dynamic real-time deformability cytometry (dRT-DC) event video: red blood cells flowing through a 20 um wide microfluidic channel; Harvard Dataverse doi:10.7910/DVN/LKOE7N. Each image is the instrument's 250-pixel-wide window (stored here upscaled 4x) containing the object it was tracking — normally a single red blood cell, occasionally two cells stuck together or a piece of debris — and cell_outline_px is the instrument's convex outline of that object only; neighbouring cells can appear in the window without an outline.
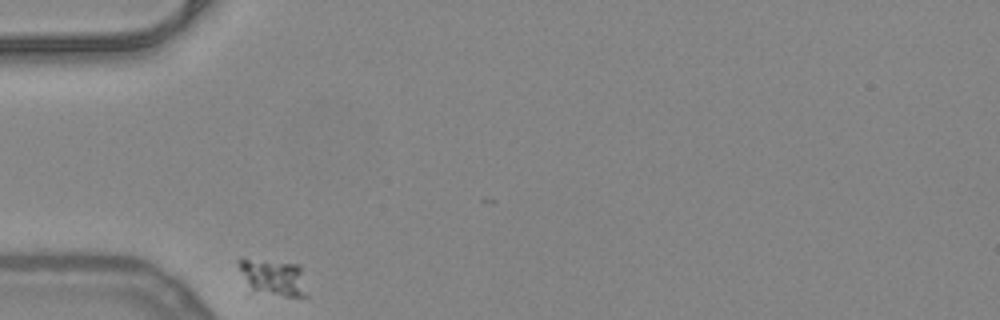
{"species": "common noctule bat (a hibernating species)", "species_latin": "Nyctalus noctula", "temperature_condition": "warm", "stored_images_in_passage": 31, "camera_frame_rate_fps": 3000, "um_per_image_px": 0.085, "animal": {"sex": "female", "body_mass_g": 24.6, "forearm_length_mm": 56.2}, "frame": {"image": 1, "passage_image": 1, "time_ms": 0.0, "image_size_px": [1000, 320], "cell_outline_px": [[308, 296], [284, 296], [252, 288], [248, 284], [236, 264], [236, 260], [240, 256], [300, 264]], "centroid_in_image_um": [23.22, 23.48], "position_along_channel_um": 61.8, "area_um2": 14.51}}
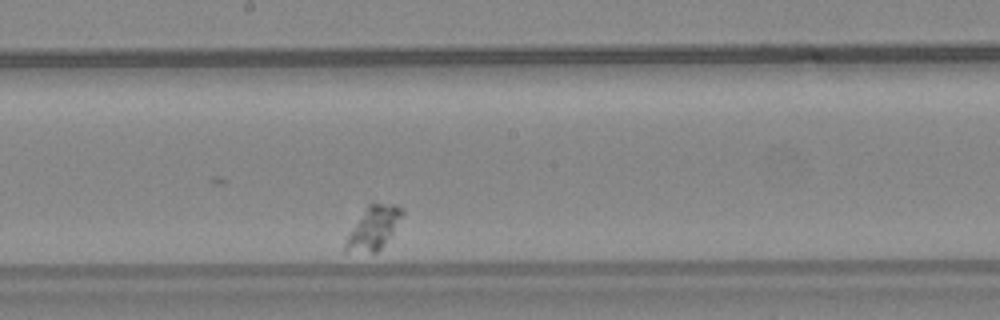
{"frame": {"image": 2, "passage_image": 17, "time_ms": 5.333, "image_size_px": [1000, 320], "cell_outline_px": [[404, 212], [392, 232], [380, 248], [376, 252], [344, 252], [344, 244], [352, 228], [368, 204], [396, 204], [404, 208]], "centroid_in_image_um": [31.73, 19.37], "position_along_channel_um": 216.5, "area_um2": 13.76}}
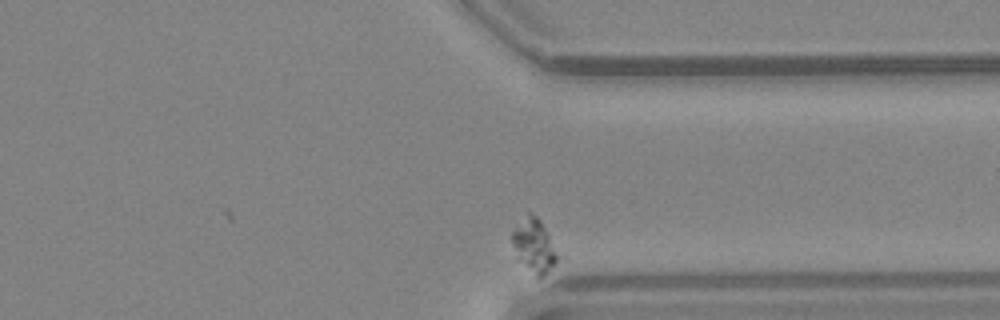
{"frame": {"image": 3, "passage_image": 31, "time_ms": 10.0, "image_size_px": [1000, 320], "cell_outline_px": [[556, 260], [544, 276], [536, 276], [516, 256], [512, 240], [512, 232], [528, 212], [536, 216], [540, 220], [548, 236], [556, 256]], "centroid_in_image_um": [45.34, 20.86], "position_along_channel_um": 366.1, "area_um2": 13.06}}